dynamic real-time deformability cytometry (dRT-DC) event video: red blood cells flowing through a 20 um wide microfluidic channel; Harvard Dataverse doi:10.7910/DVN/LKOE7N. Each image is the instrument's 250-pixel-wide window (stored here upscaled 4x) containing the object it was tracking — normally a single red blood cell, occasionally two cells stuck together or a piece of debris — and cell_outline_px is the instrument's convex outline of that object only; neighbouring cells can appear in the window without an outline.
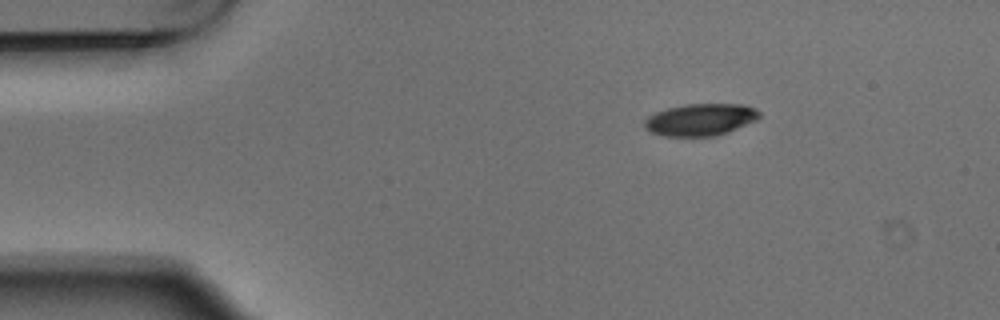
{"species": "Egyptian fruit bat (a non-hibernating species)", "species_latin": "Rousettus aegyptiacus", "temperature_condition": "warm", "stored_images_in_passage": 2, "camera_frame_rate_fps": 3000, "um_per_image_px": 0.085, "animal": {"sex": "male"}, "frame": {"image": 1, "passage_image": 1, "time_ms": 0.0, "image_size_px": [1000, 320], "cell_outline_px": [[760, 116], [756, 120], [728, 132], [716, 136], [660, 136], [644, 128], [644, 120], [648, 116], [656, 112], [668, 108], [684, 104], [744, 104], [756, 108], [760, 112]], "centroid_in_image_um": [59.54, 10.17], "position_along_channel_um": 25.5, "area_um2": 21.56}}